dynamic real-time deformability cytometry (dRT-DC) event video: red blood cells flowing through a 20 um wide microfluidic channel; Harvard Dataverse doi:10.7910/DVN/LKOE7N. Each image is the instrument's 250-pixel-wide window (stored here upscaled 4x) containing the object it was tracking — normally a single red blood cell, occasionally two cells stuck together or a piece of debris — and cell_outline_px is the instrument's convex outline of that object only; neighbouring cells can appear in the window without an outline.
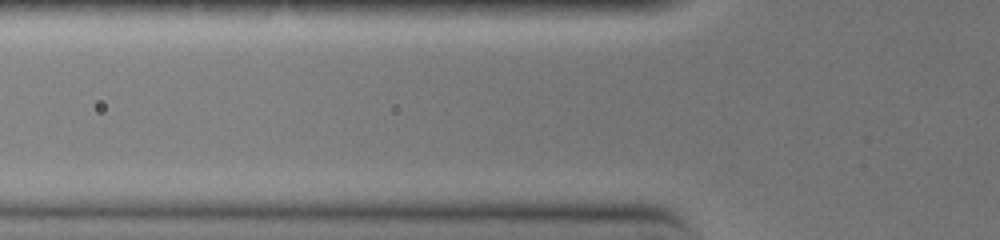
{"species": "common noctule bat (a hibernating species)", "species_latin": "Nyctalus noctula", "temperature_condition": "warm", "stored_images_in_passage": 3, "camera_frame_rate_fps": 3000, "um_per_image_px": 0.085, "animal": {"sex": "female", "body_mass_g": 19.0, "forearm_length_mm": 51.5}, "frame": {"image": 1, "passage_image": 2, "time_ms": 0.333, "image_size_px": [1000, 240], "cell_outline_px": [[624, 164], [608, 168], [492, 168], [484, 164], [480, 160], [528, 156], [600, 156], [624, 160]], "centroid_in_image_um": [47.08, 13.79], "position_along_channel_um": 78.7, "area_um2": 10.92}}